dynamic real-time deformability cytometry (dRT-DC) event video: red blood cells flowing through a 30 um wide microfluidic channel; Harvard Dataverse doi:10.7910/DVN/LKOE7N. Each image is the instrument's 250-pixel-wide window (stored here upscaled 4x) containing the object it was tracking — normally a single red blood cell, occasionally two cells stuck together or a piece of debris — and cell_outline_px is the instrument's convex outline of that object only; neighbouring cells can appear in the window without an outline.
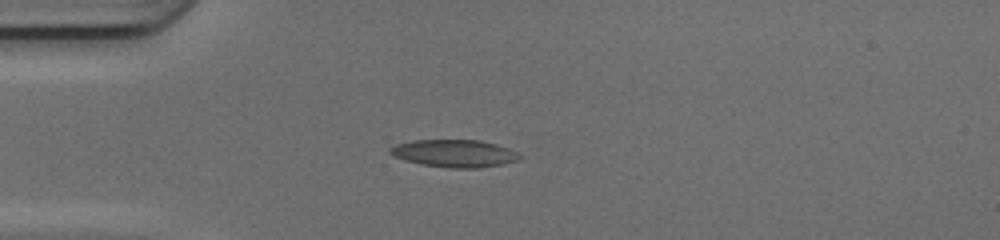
{"species": "common noctule bat (a hibernating species)", "species_latin": "Nyctalus noctula", "temperature_condition": "cold", "stored_images_in_passage": 4, "camera_frame_rate_fps": 3000, "um_per_image_px": 0.085, "animal": {"sex": "female", "body_mass_g": 17.0, "forearm_length_mm": 48.0}, "frame": {"image": 1, "passage_image": 1, "time_ms": 0.0, "image_size_px": [1000, 240], "cell_outline_px": [[520, 156], [516, 160], [500, 164], [476, 168], [452, 168], [424, 164], [404, 160], [392, 156], [388, 152], [388, 148], [396, 144], [412, 140], [480, 140], [496, 144], [508, 148], [516, 152]], "centroid_in_image_um": [38.55, 13.02], "position_along_channel_um": 46.5, "area_um2": 20.52}}